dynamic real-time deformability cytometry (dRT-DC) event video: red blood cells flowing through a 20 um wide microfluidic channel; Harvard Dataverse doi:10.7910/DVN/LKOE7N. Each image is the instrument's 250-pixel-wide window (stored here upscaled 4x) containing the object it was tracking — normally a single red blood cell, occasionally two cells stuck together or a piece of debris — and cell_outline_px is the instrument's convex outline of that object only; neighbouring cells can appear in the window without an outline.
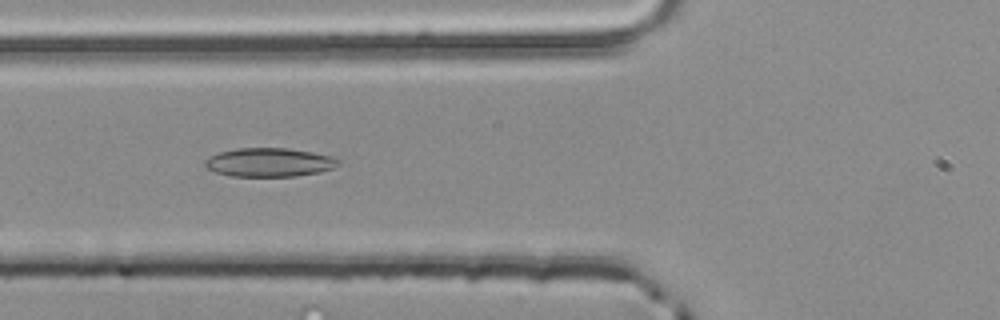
{"species": "common noctule bat (a hibernating species)", "species_latin": "Nyctalus noctula", "temperature_condition": "room temperature", "stored_images_in_passage": 45, "camera_frame_rate_fps": 3000, "um_per_image_px": 0.085, "animal": {"sex": "male", "body_mass_g": 20.4}, "frame": {"image": 1, "passage_image": 13, "time_ms": 4.0, "image_size_px": [1000, 320], "cell_outline_px": [[340, 164], [332, 168], [320, 172], [296, 176], [232, 176], [216, 172], [204, 168], [204, 160], [220, 152], [236, 148], [288, 148], [312, 152], [328, 156], [340, 160]], "centroid_in_image_um": [22.87, 13.8], "position_along_channel_um": 102.9, "area_um2": 22.25}}
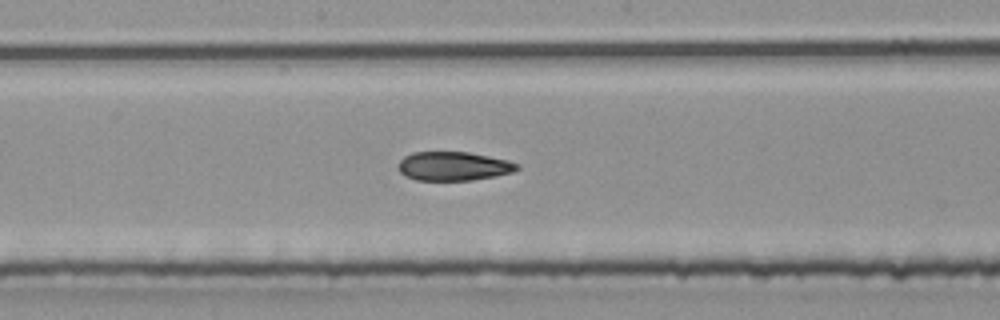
{"frame": {"image": 2, "passage_image": 21, "time_ms": 6.667, "image_size_px": [1000, 320], "cell_outline_px": [[520, 168], [512, 172], [496, 176], [472, 180], [416, 180], [404, 176], [400, 172], [400, 160], [404, 156], [412, 152], [468, 152], [508, 160], [520, 164]], "centroid_in_image_um": [38.57, 14.12], "position_along_channel_um": 209.6, "area_um2": 20.0}}
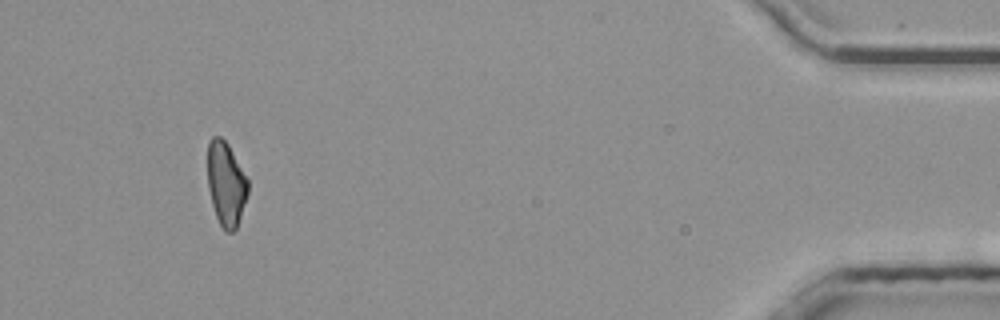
{"frame": {"image": 3, "passage_image": 42, "time_ms": 13.667, "image_size_px": [1000, 320], "cell_outline_px": [[248, 192], [236, 228], [232, 232], [224, 232], [216, 216], [212, 204], [208, 188], [208, 140], [212, 136], [220, 136], [228, 144], [248, 180]], "centroid_in_image_um": [19.2, 15.62], "position_along_channel_um": 416.0, "area_um2": 19.59}, "authors_computed_cell_mechanics": {"area_um2": 20.7502, "velocity_mm_per_s": 3.9853, "shape_relaxation_time_tau1_ms": 9.4578, "shape_relaxation_time_tau2_ms": 4.2709, "deformation_change_tau1": 0.1959, "deformation_change_tau2": 0.1291}}